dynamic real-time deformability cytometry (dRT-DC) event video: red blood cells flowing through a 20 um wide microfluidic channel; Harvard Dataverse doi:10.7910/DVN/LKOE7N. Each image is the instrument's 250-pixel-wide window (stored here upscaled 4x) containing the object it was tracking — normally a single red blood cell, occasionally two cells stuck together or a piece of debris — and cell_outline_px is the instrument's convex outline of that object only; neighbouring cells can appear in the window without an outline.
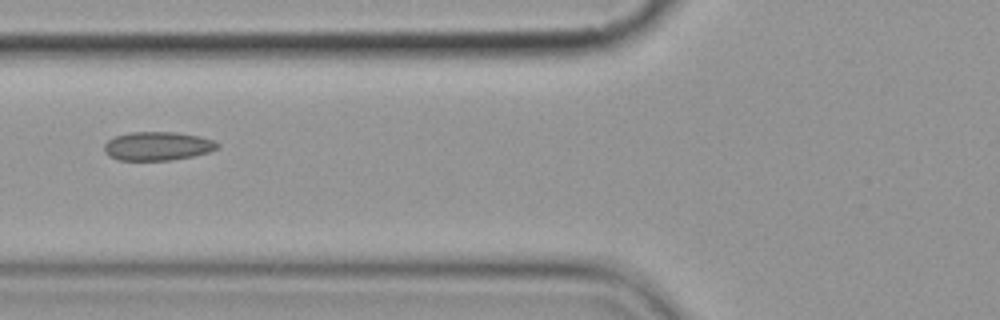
{"species": "common noctule bat (a hibernating species)", "species_latin": "Nyctalus noctula", "temperature_condition": "cold", "stored_images_in_passage": 7, "camera_frame_rate_fps": 3000, "um_per_image_px": 0.085, "animal": {"sex": "female", "body_mass_g": 19.9}, "frame": {"image": 1, "passage_image": 2, "time_ms": 1.333, "image_size_px": [1000, 320], "cell_outline_px": [[220, 144], [216, 148], [208, 152], [192, 156], [168, 160], [120, 160], [108, 156], [104, 152], [104, 144], [108, 140], [116, 136], [132, 132], [176, 132], [200, 136], [212, 140]], "centroid_in_image_um": [13.36, 12.41], "position_along_channel_um": 112.4, "area_um2": 18.79}}
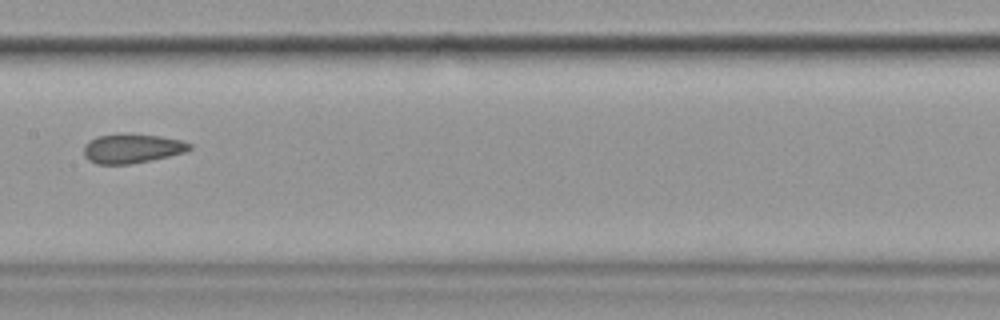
{"frame": {"image": 2, "passage_image": 4, "time_ms": 3.667, "image_size_px": [1000, 320], "cell_outline_px": [[192, 148], [184, 152], [152, 160], [128, 164], [96, 164], [88, 160], [84, 156], [84, 144], [88, 140], [96, 136], [124, 132], [160, 136], [180, 140], [192, 144]], "centroid_in_image_um": [11.17, 12.6], "position_along_channel_um": 196.2, "area_um2": 18.38}}
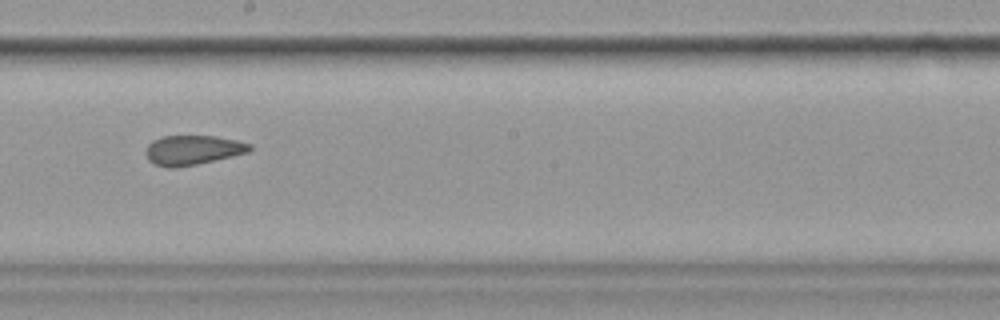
{"frame": {"image": 3, "passage_image": 5, "time_ms": 4.667, "image_size_px": [1000, 320], "cell_outline_px": [[252, 148], [248, 152], [232, 156], [196, 164], [172, 168], [168, 168], [156, 164], [148, 160], [144, 152], [148, 144], [152, 140], [160, 136], [216, 136], [236, 140], [252, 144]], "centroid_in_image_um": [16.35, 12.74], "position_along_channel_um": 231.8, "area_um2": 17.92}}